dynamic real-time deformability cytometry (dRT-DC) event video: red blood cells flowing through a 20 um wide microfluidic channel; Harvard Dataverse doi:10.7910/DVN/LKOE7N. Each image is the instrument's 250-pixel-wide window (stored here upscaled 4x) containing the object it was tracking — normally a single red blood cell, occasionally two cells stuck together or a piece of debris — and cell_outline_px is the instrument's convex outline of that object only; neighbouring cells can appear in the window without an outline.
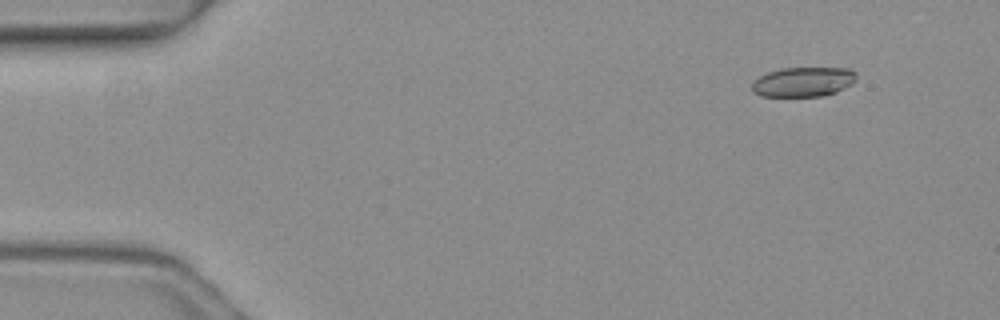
{"species": "common noctule bat (a hibernating species)", "species_latin": "Nyctalus noctula", "temperature_condition": "warm", "stored_images_in_passage": 2, "camera_frame_rate_fps": 3000, "um_per_image_px": 0.085, "animal": {"sex": "female", "body_mass_g": 19.3, "forearm_length_mm": 54.1}, "frame": {"image": 1, "passage_image": 2, "time_ms": 0.333, "image_size_px": [1000, 320], "cell_outline_px": [[856, 80], [852, 84], [836, 92], [820, 96], [760, 96], [752, 92], [752, 84], [760, 76], [768, 72], [780, 68], [848, 68], [856, 76]], "centroid_in_image_um": [68.26, 6.96], "position_along_channel_um": 16.7, "area_um2": 17.92}}